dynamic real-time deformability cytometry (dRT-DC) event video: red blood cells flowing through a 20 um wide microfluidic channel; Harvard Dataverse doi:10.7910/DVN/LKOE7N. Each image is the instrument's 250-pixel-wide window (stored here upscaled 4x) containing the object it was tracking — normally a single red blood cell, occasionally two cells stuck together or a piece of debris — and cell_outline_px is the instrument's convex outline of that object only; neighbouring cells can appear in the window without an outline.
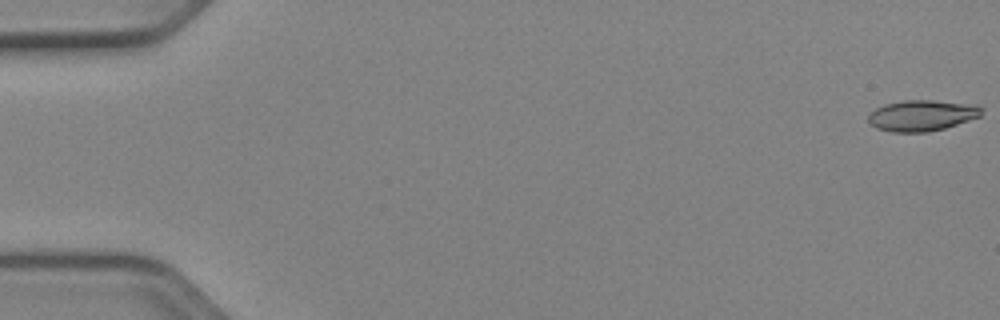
{"species": "Egyptian fruit bat (a non-hibernating species)", "species_latin": "Rousettus aegyptiacus", "temperature_condition": "cold", "stored_images_in_passage": 2, "camera_frame_rate_fps": 3000, "um_per_image_px": 0.085, "animal": {"sex": "female"}, "frame": {"image": 1, "passage_image": 1, "time_ms": 0.0, "image_size_px": [1000, 320], "cell_outline_px": [[984, 108], [980, 116], [944, 128], [928, 132], [892, 132], [876, 128], [868, 120], [868, 116], [876, 108], [884, 104], [904, 100], [932, 100], [976, 104]], "centroid_in_image_um": [78.38, 9.8], "position_along_channel_um": 6.6, "area_um2": 20.4}}